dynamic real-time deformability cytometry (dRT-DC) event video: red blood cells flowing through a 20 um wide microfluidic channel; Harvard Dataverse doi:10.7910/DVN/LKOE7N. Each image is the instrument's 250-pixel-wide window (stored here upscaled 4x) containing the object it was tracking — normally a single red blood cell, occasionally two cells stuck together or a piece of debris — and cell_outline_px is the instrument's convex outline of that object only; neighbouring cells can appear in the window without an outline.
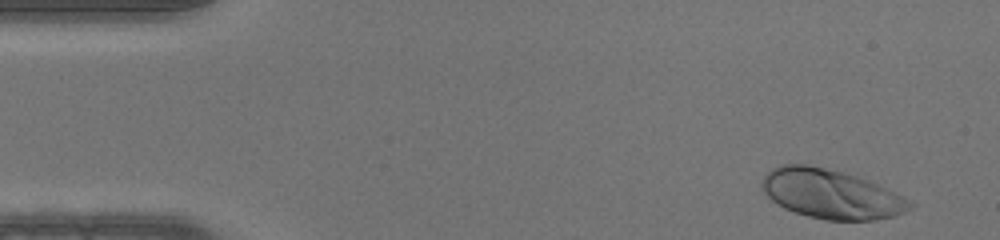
{"species": "human", "species_latin": "Homo sapiens", "temperature_condition": "warm", "stored_images_in_passage": 45, "camera_frame_rate_fps": 3000, "um_per_image_px": 0.085, "donor": {"sex": "male"}, "frame": {"image": 1, "passage_image": 2, "time_ms": 0.333, "image_size_px": [1000, 240], "cell_outline_px": [[916, 204], [912, 208], [904, 212], [892, 216], [872, 220], [824, 220], [808, 216], [784, 208], [772, 200], [764, 192], [760, 184], [764, 176], [772, 168], [780, 164], [808, 164], [856, 176], [868, 180], [896, 192], [904, 196]], "centroid_in_image_um": [70.65, 16.49], "position_along_channel_um": 14.4, "area_um2": 42.37}}
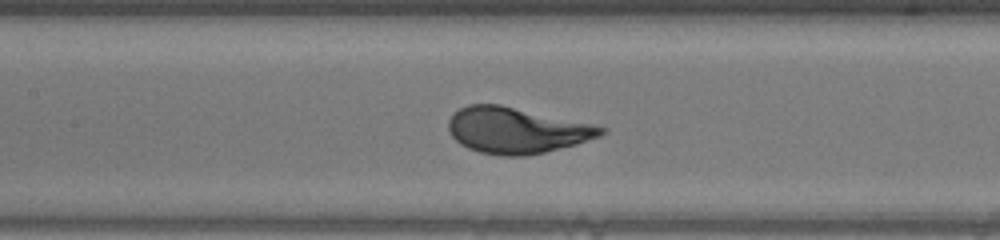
{"frame": {"image": 2, "passage_image": 20, "time_ms": 6.333, "image_size_px": [1000, 240], "cell_outline_px": [[608, 132], [600, 136], [576, 144], [544, 152], [524, 156], [500, 156], [480, 152], [468, 148], [460, 144], [448, 132], [448, 120], [460, 108], [468, 104], [500, 104], [592, 124], [608, 128]], "centroid_in_image_um": [43.9, 11.08], "position_along_channel_um": 163.5, "area_um2": 40.81}}
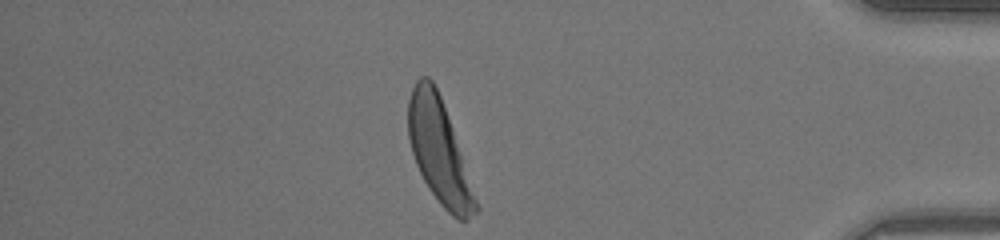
{"frame": {"image": 3, "passage_image": 39, "time_ms": 12.667, "image_size_px": [1000, 240], "cell_outline_px": [[480, 208], [468, 220], [460, 220], [452, 216], [440, 204], [428, 188], [416, 164], [412, 152], [408, 136], [408, 100], [412, 88], [416, 80], [420, 76], [428, 76], [432, 80], [440, 96], [452, 128]], "centroid_in_image_um": [37.31, 12.87], "position_along_channel_um": 397.9, "area_um2": 40.23}}